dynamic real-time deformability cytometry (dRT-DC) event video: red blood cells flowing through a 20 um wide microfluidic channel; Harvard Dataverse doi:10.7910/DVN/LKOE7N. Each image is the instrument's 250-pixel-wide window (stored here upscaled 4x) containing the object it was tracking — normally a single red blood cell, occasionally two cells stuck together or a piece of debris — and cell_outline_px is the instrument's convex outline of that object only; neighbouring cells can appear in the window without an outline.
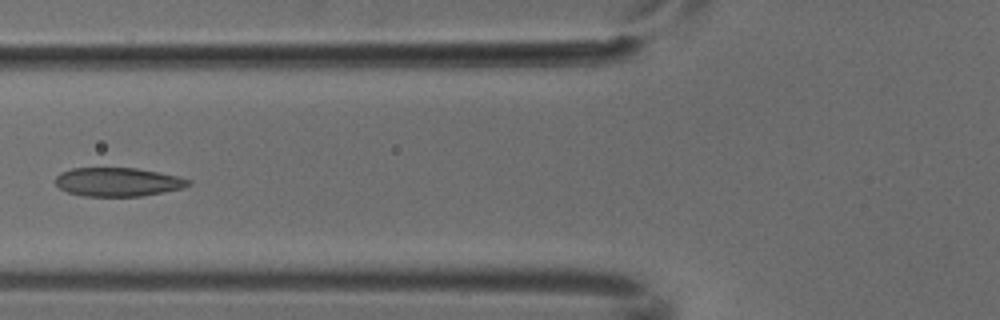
{"species": "common noctule bat (a hibernating species)", "species_latin": "Nyctalus noctula", "temperature_condition": "cold", "stored_images_in_passage": 6, "camera_frame_rate_fps": 3000, "um_per_image_px": 0.085, "animal": {"sex": "male", "body_mass_g": 18.8}, "frame": {"image": 1, "passage_image": 6, "time_ms": 1.667, "image_size_px": [1000, 320], "cell_outline_px": [[192, 184], [184, 188], [164, 192], [140, 196], [84, 196], [68, 192], [60, 188], [56, 184], [56, 176], [60, 172], [72, 168], [136, 168], [176, 176], [192, 180]], "centroid_in_image_um": [10.03, 15.47], "position_along_channel_um": 115.8, "area_um2": 22.2}}